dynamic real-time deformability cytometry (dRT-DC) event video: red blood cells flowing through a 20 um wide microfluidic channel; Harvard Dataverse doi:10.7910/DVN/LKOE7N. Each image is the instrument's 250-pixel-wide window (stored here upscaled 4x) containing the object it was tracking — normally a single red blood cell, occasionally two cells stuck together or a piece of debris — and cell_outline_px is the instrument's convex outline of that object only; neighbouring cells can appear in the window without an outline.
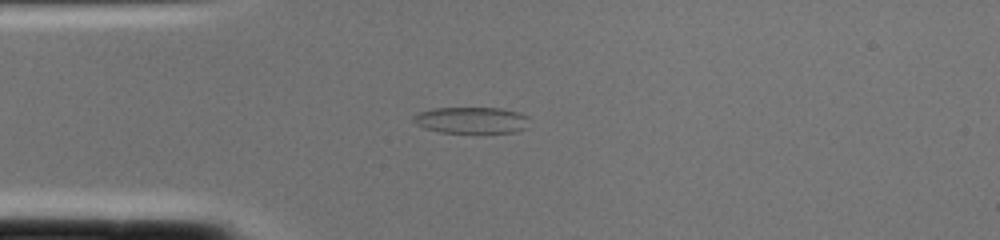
{"species": "common noctule bat (a hibernating species)", "species_latin": "Nyctalus noctula", "temperature_condition": "cold", "stored_images_in_passage": 1, "camera_frame_rate_fps": 3000, "um_per_image_px": 0.085, "animal": {"sex": "female", "body_mass_g": 22.0, "forearm_length_mm": 56.7}, "frame": {"image": 1, "passage_image": 1, "time_ms": 0.0, "image_size_px": [1000, 240], "cell_outline_px": [[528, 128], [512, 132], [440, 132], [424, 128], [416, 124], [412, 120], [412, 116], [416, 112], [432, 108], [500, 108], [520, 112], [528, 116]], "centroid_in_image_um": [40.05, 10.2], "position_along_channel_um": 45.0, "area_um2": 17.98}}